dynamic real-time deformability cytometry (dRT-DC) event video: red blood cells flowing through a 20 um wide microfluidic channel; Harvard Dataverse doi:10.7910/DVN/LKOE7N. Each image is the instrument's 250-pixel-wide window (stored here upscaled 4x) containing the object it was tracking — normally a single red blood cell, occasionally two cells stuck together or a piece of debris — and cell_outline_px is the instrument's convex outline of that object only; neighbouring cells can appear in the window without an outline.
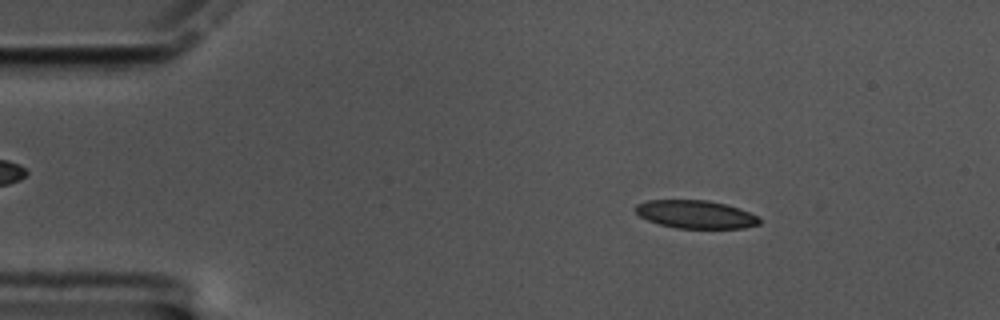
{"species": "common noctule bat (a hibernating species)", "species_latin": "Nyctalus noctula", "temperature_condition": "cold", "stored_images_in_passage": 59, "camera_frame_rate_fps": 3000, "um_per_image_px": 0.085, "animal": {"sex": "male", "body_mass_g": 17.5, "forearm_length_mm": 52.3}, "frame": {"image": 1, "passage_image": 9, "time_ms": 2.667, "image_size_px": [1000, 320], "cell_outline_px": [[760, 224], [744, 228], [676, 228], [660, 224], [648, 220], [640, 216], [636, 212], [636, 204], [648, 200], [708, 200], [740, 208], [756, 216], [760, 220]], "centroid_in_image_um": [59.13, 18.22], "position_along_channel_um": 25.9, "area_um2": 20.11}}
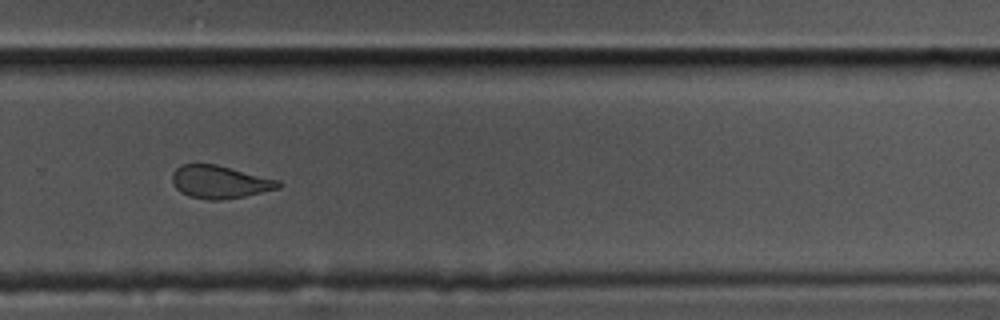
{"frame": {"image": 2, "passage_image": 40, "time_ms": 13.0, "image_size_px": [1000, 320], "cell_outline_px": [[280, 188], [244, 196], [220, 200], [208, 200], [188, 196], [180, 192], [172, 184], [172, 172], [180, 164], [216, 164], [280, 180]], "centroid_in_image_um": [18.65, 15.46], "position_along_channel_um": 311.2, "area_um2": 20.4}}
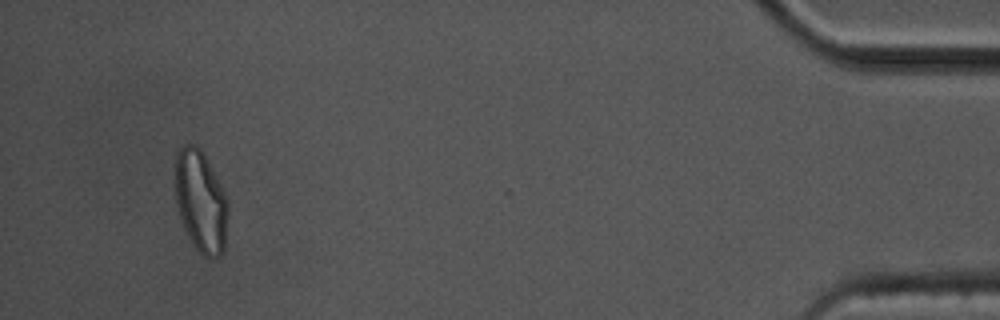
{"frame": {"image": 3, "passage_image": 56, "time_ms": 18.333, "image_size_px": [1000, 320], "cell_outline_px": [[228, 212], [224, 248], [220, 256], [216, 260], [208, 260], [192, 244], [184, 228], [176, 204], [176, 152], [184, 144], [192, 144], [200, 148], [220, 184], [228, 200]], "centroid_in_image_um": [17.07, 17.17], "position_along_channel_um": 418.1, "area_um2": 31.27}, "authors_computed_cell_mechanics": {"area_um2": 21.4438, "velocity_mm_per_s": 3.3808, "shape_relaxation_time_tau1_ms": 7.4517, "shape_relaxation_time_tau2_ms": 2.4229, "deformation_change_tau1": 0.1679, "deformation_change_tau2": 0.0848}}